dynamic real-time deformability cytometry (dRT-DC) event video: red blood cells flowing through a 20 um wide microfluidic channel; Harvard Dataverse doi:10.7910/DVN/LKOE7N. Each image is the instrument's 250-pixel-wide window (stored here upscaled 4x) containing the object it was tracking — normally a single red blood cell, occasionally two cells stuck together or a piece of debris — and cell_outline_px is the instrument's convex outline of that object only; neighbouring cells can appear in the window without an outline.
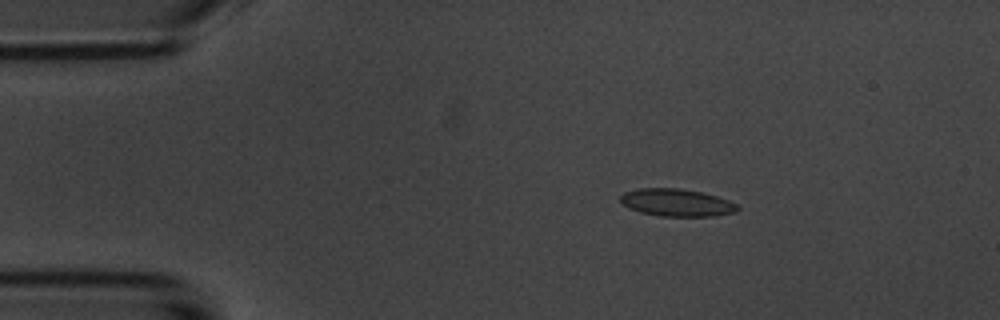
{"species": "common noctule bat (a hibernating species)", "species_latin": "Nyctalus noctula", "temperature_condition": "room temperature", "stored_images_in_passage": 8, "camera_frame_rate_fps": 3000, "um_per_image_px": 0.085, "animal": {"sex": "male", "body_mass_g": 20.1, "forearm_length_mm": 53.5}, "frame": {"image": 1, "passage_image": 3, "time_ms": 2.0, "image_size_px": [1000, 320], "cell_outline_px": [[740, 208], [736, 212], [716, 216], [660, 216], [640, 212], [628, 208], [620, 204], [620, 196], [624, 192], [636, 188], [680, 188], [700, 192], [716, 196], [728, 200], [736, 204]], "centroid_in_image_um": [57.48, 17.22], "position_along_channel_um": 27.5, "area_um2": 18.9}}
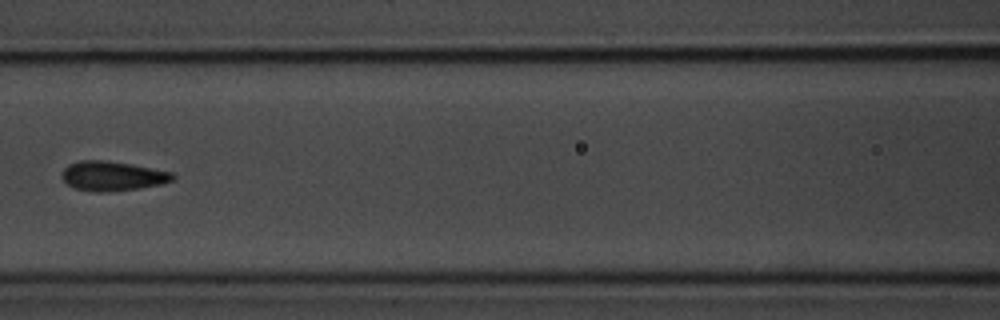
{"frame": {"image": 2, "passage_image": 7, "time_ms": 7.0, "image_size_px": [1000, 320], "cell_outline_px": [[176, 176], [172, 180], [164, 184], [140, 188], [108, 192], [96, 192], [76, 188], [68, 184], [60, 176], [64, 168], [68, 164], [80, 160], [100, 160], [132, 164], [172, 172]], "centroid_in_image_um": [9.57, 14.96], "position_along_channel_um": 157.0, "area_um2": 19.13}}
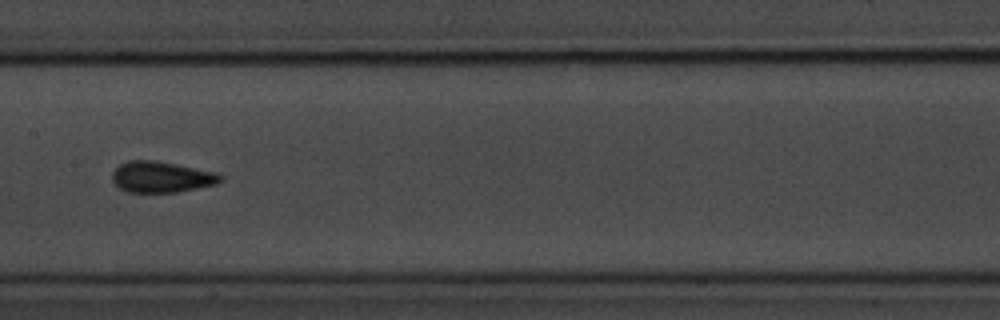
{"frame": {"image": 3, "passage_image": 8, "time_ms": 8.0, "image_size_px": [1000, 320], "cell_outline_px": [[224, 180], [216, 184], [176, 192], [128, 192], [120, 188], [112, 180], [112, 172], [120, 164], [128, 160], [156, 160], [220, 172], [224, 176]], "centroid_in_image_um": [13.77, 15.03], "position_along_channel_um": 193.6, "area_um2": 19.83}}